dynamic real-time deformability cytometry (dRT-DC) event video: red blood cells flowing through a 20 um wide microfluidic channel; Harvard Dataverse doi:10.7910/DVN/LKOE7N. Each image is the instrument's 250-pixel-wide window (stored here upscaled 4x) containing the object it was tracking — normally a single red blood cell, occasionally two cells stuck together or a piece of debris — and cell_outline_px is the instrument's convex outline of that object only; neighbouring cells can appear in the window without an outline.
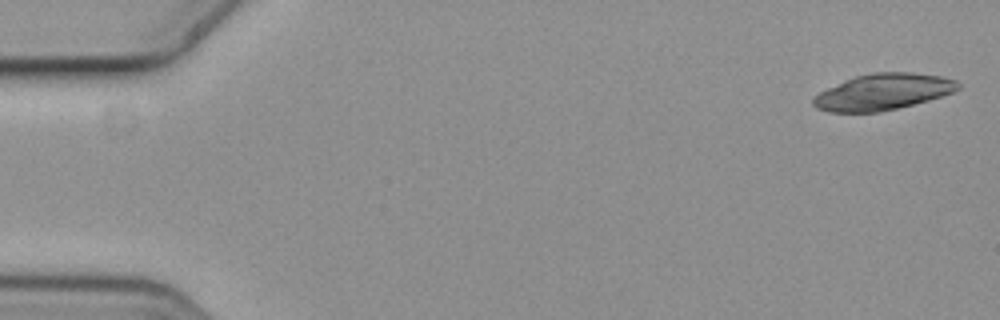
{"species": "common noctule bat (a hibernating species)", "species_latin": "Nyctalus noctula", "temperature_condition": "cold", "stored_images_in_passage": 15, "camera_frame_rate_fps": 3000, "um_per_image_px": 0.085, "animal": {"sex": "female", "body_mass_g": 19.3, "forearm_length_mm": 54.1}, "frame": {"image": 1, "passage_image": 1, "time_ms": 0.0, "image_size_px": [1000, 320], "cell_outline_px": [[960, 88], [952, 92], [928, 100], [880, 112], [828, 112], [816, 108], [812, 104], [812, 96], [844, 80], [856, 76], [872, 72], [912, 72], [940, 76], [956, 80], [960, 84]], "centroid_in_image_um": [75.02, 7.81], "position_along_channel_um": 10.0, "area_um2": 30.46}}
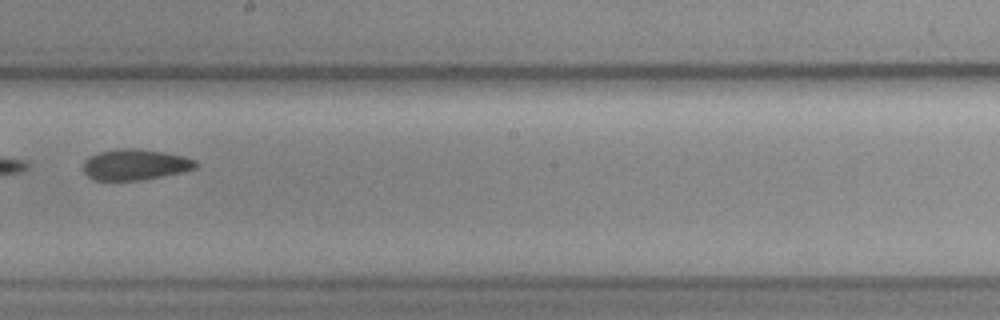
{"frame": {"image": 2, "passage_image": 9, "time_ms": 2.667, "image_size_px": [1000, 320], "cell_outline_px": [[200, 164], [196, 168], [180, 172], [140, 180], [96, 180], [88, 176], [84, 172], [84, 160], [88, 156], [100, 152], [116, 148], [136, 148], [164, 152], [184, 156], [196, 160]], "centroid_in_image_um": [11.49, 13.97], "position_along_channel_um": 236.7, "area_um2": 20.23}}
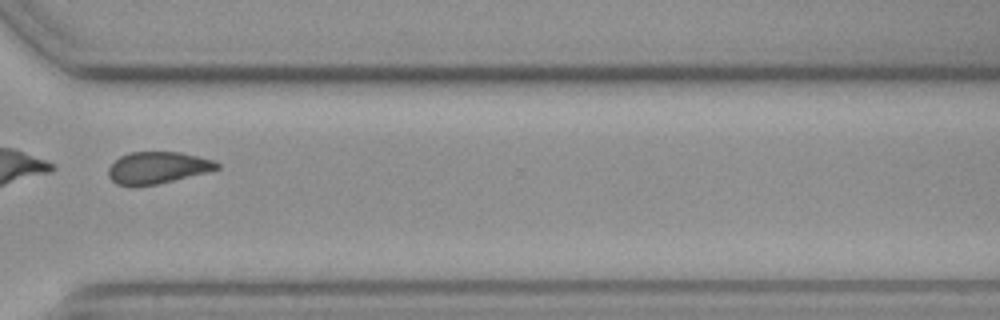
{"frame": {"image": 3, "passage_image": 12, "time_ms": 3.667, "image_size_px": [1000, 320], "cell_outline_px": [[220, 168], [208, 172], [156, 184], [116, 184], [108, 176], [108, 168], [120, 156], [128, 152], [180, 152], [212, 160], [220, 164]], "centroid_in_image_um": [13.4, 14.23], "position_along_channel_um": 357.2, "area_um2": 19.71}}